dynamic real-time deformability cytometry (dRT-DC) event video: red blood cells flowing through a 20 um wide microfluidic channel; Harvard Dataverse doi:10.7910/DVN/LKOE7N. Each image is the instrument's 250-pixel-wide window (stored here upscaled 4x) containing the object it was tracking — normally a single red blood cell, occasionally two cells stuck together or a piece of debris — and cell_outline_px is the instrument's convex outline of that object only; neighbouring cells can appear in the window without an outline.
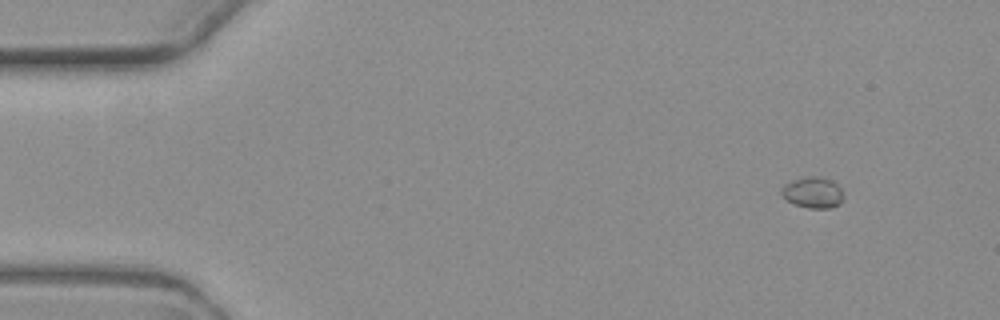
{"species": "common noctule bat (a hibernating species)", "species_latin": "Nyctalus noctula", "temperature_condition": "warm", "stored_images_in_passage": 10, "camera_frame_rate_fps": 3000, "um_per_image_px": 0.085, "animal": {"sex": "female", "body_mass_g": 19.3, "forearm_length_mm": 54.1}, "frame": {"image": 1, "passage_image": 1, "time_ms": 0.0, "image_size_px": [1000, 320], "cell_outline_px": [[840, 204], [828, 208], [808, 208], [796, 204], [788, 200], [780, 192], [784, 184], [796, 180], [812, 176], [820, 176], [832, 180], [840, 188]], "centroid_in_image_um": [69.08, 16.36], "position_along_channel_um": 15.9, "area_um2": 10.75}}
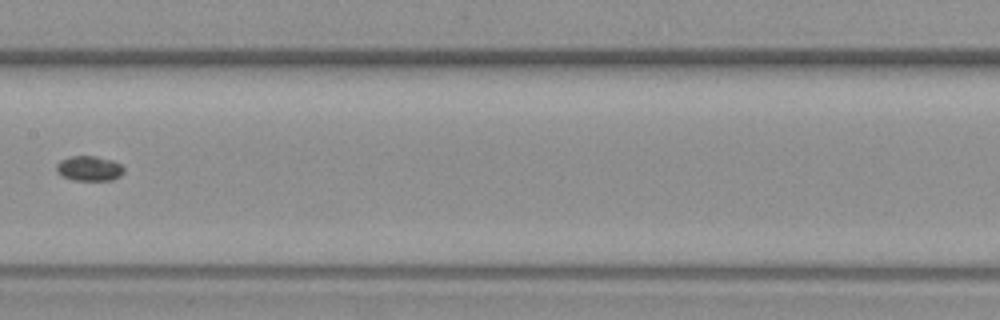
{"frame": {"image": 2, "passage_image": 7, "time_ms": 8.0, "image_size_px": [1000, 320], "cell_outline_px": [[124, 172], [120, 176], [112, 180], [72, 180], [60, 176], [56, 172], [56, 164], [60, 160], [68, 156], [96, 156], [112, 160], [120, 164], [124, 168]], "centroid_in_image_um": [7.55, 14.32], "position_along_channel_um": 199.9, "area_um2": 10.0}}
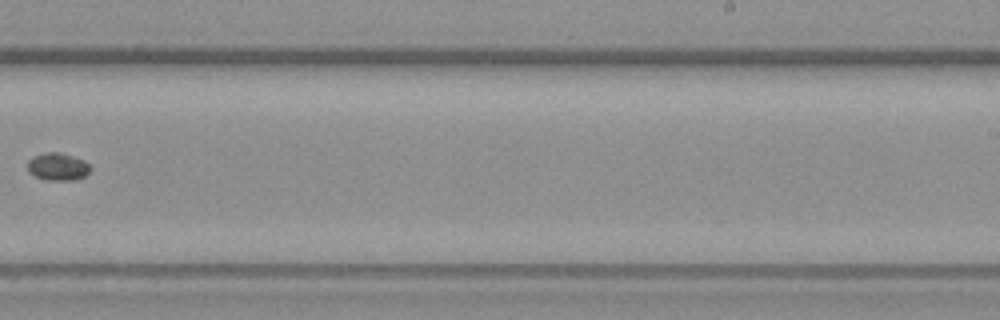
{"frame": {"image": 3, "passage_image": 9, "time_ms": 10.333, "image_size_px": [1000, 320], "cell_outline_px": [[92, 168], [84, 176], [76, 180], [48, 180], [36, 176], [28, 172], [28, 160], [32, 156], [48, 152], [60, 152], [84, 160]], "centroid_in_image_um": [4.91, 14.16], "position_along_channel_um": 284.1, "area_um2": 10.06}}